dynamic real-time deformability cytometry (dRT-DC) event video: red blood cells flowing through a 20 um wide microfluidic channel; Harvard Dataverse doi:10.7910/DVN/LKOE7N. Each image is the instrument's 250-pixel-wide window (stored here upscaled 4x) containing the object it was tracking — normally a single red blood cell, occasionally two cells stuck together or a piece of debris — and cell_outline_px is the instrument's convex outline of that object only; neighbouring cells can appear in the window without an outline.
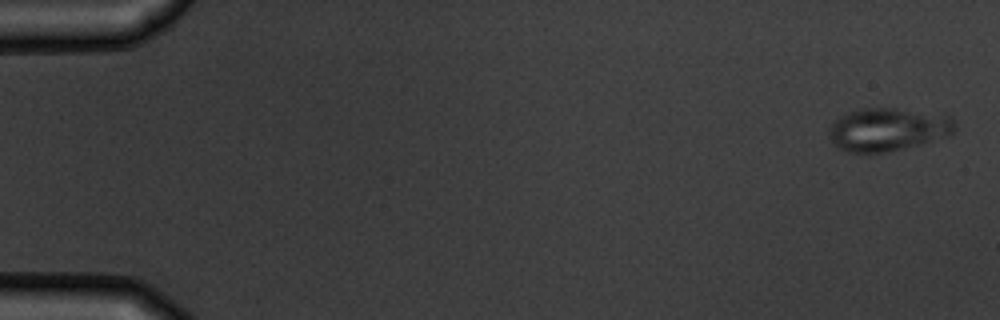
{"species": "common noctule bat (a hibernating species)", "species_latin": "Nyctalus noctula", "temperature_condition": "warm", "stored_images_in_passage": 6, "camera_frame_rate_fps": 3000, "um_per_image_px": 0.085, "animal": {"sex": "male", "body_mass_g": 19.5, "forearm_length_mm": 54.6}, "frame": {"image": 1, "passage_image": 1, "time_ms": 0.0, "image_size_px": [1000, 320], "cell_outline_px": [[956, 128], [948, 136], [920, 144], [904, 148], [884, 152], [848, 152], [836, 148], [828, 136], [828, 132], [832, 124], [840, 116], [848, 112], [864, 108], [896, 108], [952, 116], [956, 120]], "centroid_in_image_um": [75.47, 11.0], "position_along_channel_um": 9.5, "area_um2": 31.62}}